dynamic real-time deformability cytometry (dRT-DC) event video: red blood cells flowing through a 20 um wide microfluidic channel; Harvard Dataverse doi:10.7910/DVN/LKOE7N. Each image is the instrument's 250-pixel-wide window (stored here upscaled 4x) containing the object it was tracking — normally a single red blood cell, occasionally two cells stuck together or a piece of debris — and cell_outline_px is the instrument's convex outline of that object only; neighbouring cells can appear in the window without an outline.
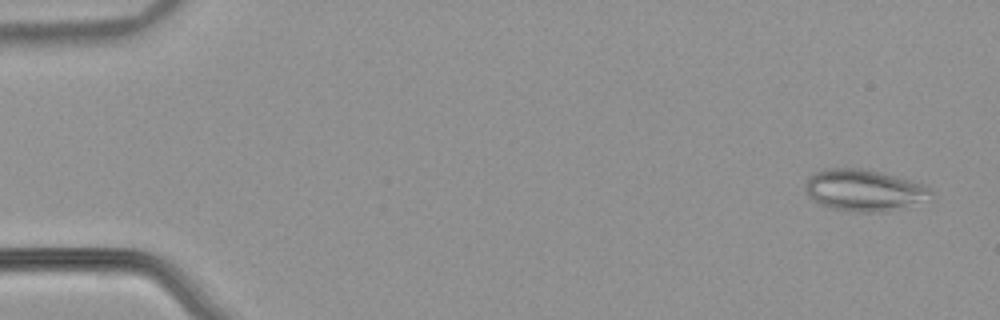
{"species": "common noctule bat (a hibernating species)", "species_latin": "Nyctalus noctula", "temperature_condition": "warm", "stored_images_in_passage": 54, "camera_frame_rate_fps": 3000, "um_per_image_px": 0.085, "animal": {"sex": "male", "body_mass_g": 21.5, "forearm_length_mm": 52.0}, "frame": {"image": 1, "passage_image": 3, "time_ms": 0.667, "image_size_px": [1000, 320], "cell_outline_px": [[932, 192], [916, 200], [884, 212], [856, 212], [832, 208], [820, 204], [812, 200], [808, 196], [804, 184], [808, 176], [816, 172], [828, 168], [860, 168], [880, 172], [924, 184]], "centroid_in_image_um": [73.27, 16.14], "position_along_channel_um": 11.7, "area_um2": 29.48}}
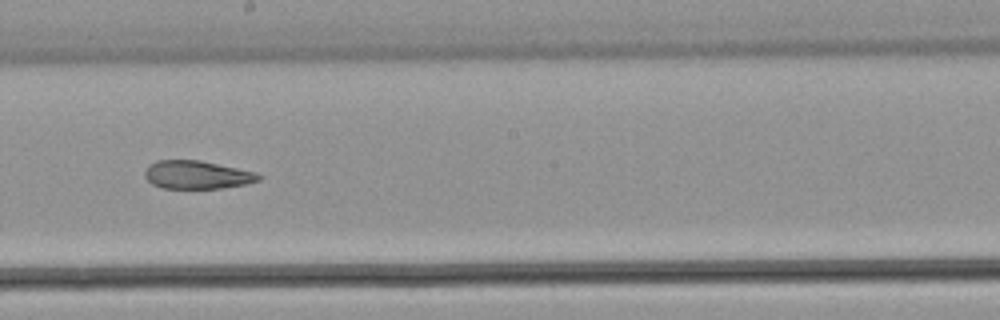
{"frame": {"image": 2, "passage_image": 31, "time_ms": 10.0, "image_size_px": [1000, 320], "cell_outline_px": [[264, 176], [260, 180], [244, 184], [220, 188], [164, 188], [152, 184], [144, 176], [144, 172], [148, 164], [156, 160], [200, 160], [256, 172]], "centroid_in_image_um": [16.73, 14.85], "position_along_channel_um": 231.5, "area_um2": 18.73}}
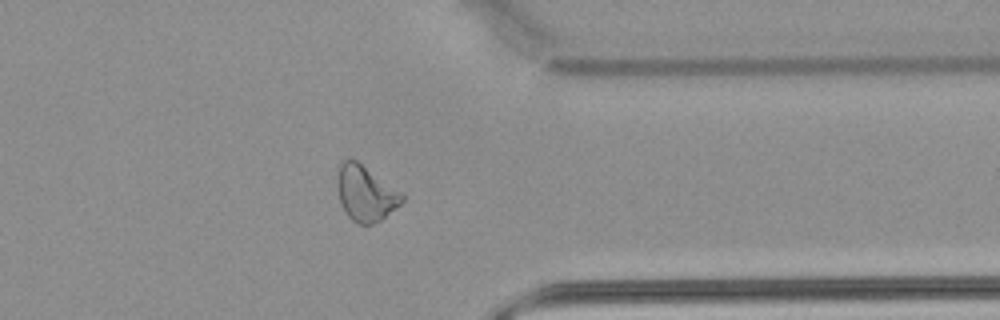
{"frame": {"image": 3, "passage_image": 43, "time_ms": 14.0, "image_size_px": [1000, 320], "cell_outline_px": [[404, 200], [400, 204], [380, 220], [372, 224], [356, 224], [344, 212], [336, 188], [336, 176], [340, 164], [344, 160], [356, 160], [400, 192], [404, 196]], "centroid_in_image_um": [31.02, 16.45], "position_along_channel_um": 380.4, "area_um2": 20.63}, "authors_computed_cell_mechanics": {"area_um2": 22.6287, "velocity_mm_per_s": 3.8911, "shape_relaxation_time_tau1_ms": null, "shape_relaxation_time_tau2_ms": 2.9408, "deformation_change_tau1": null, "deformation_change_tau2": 0.1134}}